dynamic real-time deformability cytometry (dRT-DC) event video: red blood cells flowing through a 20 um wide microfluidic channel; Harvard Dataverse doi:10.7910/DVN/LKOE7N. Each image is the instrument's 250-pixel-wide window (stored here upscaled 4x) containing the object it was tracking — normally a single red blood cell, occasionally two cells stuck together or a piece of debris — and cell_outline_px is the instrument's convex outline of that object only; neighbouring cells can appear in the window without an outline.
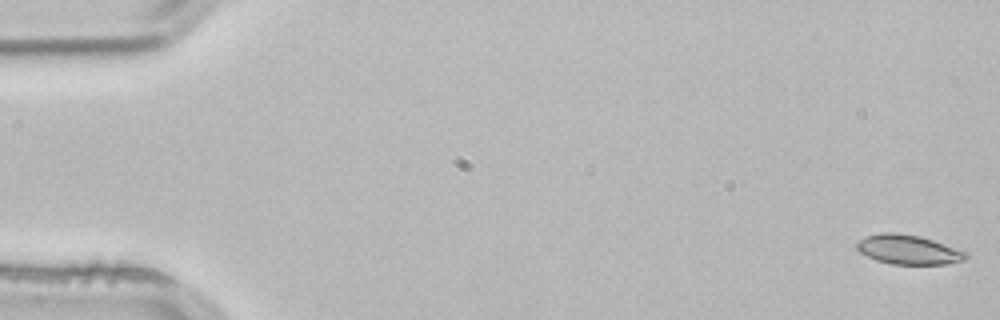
{"species": "common noctule bat (a hibernating species)", "species_latin": "Nyctalus noctula", "temperature_condition": "room temperature", "stored_images_in_passage": 53, "camera_frame_rate_fps": 3000, "um_per_image_px": 0.085, "animal": {"sex": "male", "body_mass_g": 21.5, "forearm_length_mm": 52.0}, "frame": {"image": 1, "passage_image": 1, "time_ms": 0.0, "image_size_px": [1000, 320], "cell_outline_px": [[968, 256], [964, 260], [948, 264], [892, 264], [876, 260], [860, 252], [856, 248], [856, 240], [864, 236], [880, 232], [896, 232], [920, 236], [968, 252]], "centroid_in_image_um": [77.17, 21.2], "position_along_channel_um": 7.8, "area_um2": 18.84}}
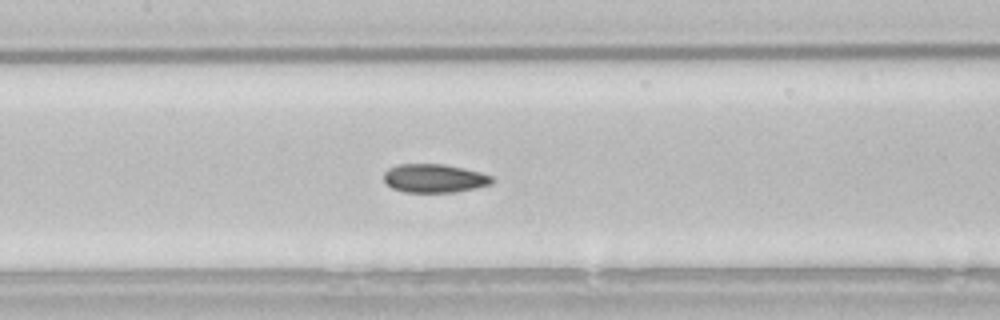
{"frame": {"image": 2, "passage_image": 25, "time_ms": 8.0, "image_size_px": [1000, 320], "cell_outline_px": [[492, 184], [476, 188], [456, 192], [404, 192], [392, 188], [384, 180], [384, 172], [388, 168], [400, 164], [444, 164], [464, 168], [480, 172], [492, 176]], "centroid_in_image_um": [36.92, 15.15], "position_along_channel_um": 170.5, "area_um2": 18.03}}
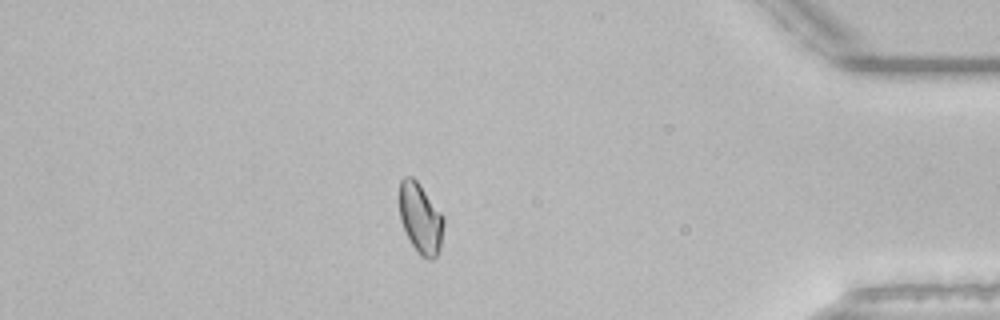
{"frame": {"image": 3, "passage_image": 46, "time_ms": 15.0, "image_size_px": [1000, 320], "cell_outline_px": [[444, 224], [440, 248], [436, 256], [432, 260], [428, 260], [420, 256], [416, 252], [400, 220], [400, 180], [404, 176], [412, 176], [420, 184], [444, 216]], "centroid_in_image_um": [35.76, 18.57], "position_along_channel_um": 399.4, "area_um2": 18.21}, "authors_computed_cell_mechanics": {"area_um2": 18.3226, "velocity_mm_per_s": 3.8387, "shape_relaxation_time_tau1_ms": null, "shape_relaxation_time_tau2_ms": 8.0413, "deformation_change_tau1": null, "deformation_change_tau2": 0.0911}}